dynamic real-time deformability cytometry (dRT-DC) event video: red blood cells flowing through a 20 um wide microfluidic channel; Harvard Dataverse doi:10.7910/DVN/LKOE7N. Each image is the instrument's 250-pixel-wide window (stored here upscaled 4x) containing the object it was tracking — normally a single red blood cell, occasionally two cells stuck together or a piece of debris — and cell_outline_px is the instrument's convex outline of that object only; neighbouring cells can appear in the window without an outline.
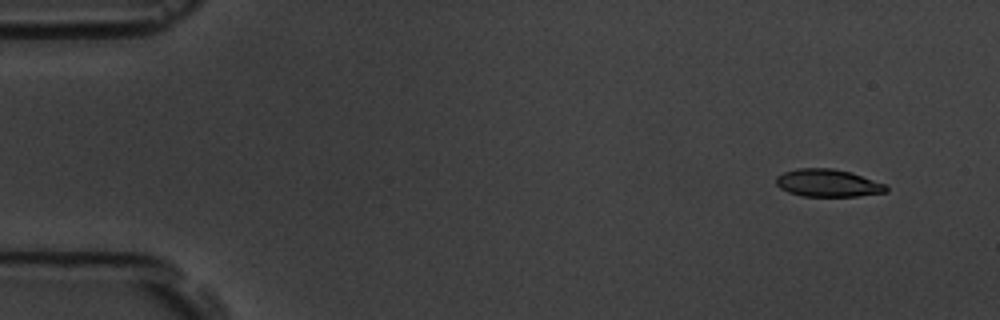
{"species": "common noctule bat (a hibernating species)", "species_latin": "Nyctalus noctula", "temperature_condition": "room temperature", "stored_images_in_passage": 8, "camera_frame_rate_fps": 3000, "um_per_image_px": 0.085, "animal": {"sex": "male", "body_mass_g": 19.5, "forearm_length_mm": 54.6}, "frame": {"image": 1, "passage_image": 2, "time_ms": 1.333, "image_size_px": [1000, 320], "cell_outline_px": [[888, 192], [860, 196], [800, 196], [788, 192], [780, 188], [776, 184], [776, 176], [784, 172], [796, 168], [832, 168], [848, 172], [888, 184]], "centroid_in_image_um": [70.38, 15.56], "position_along_channel_um": 14.6, "area_um2": 17.8}}
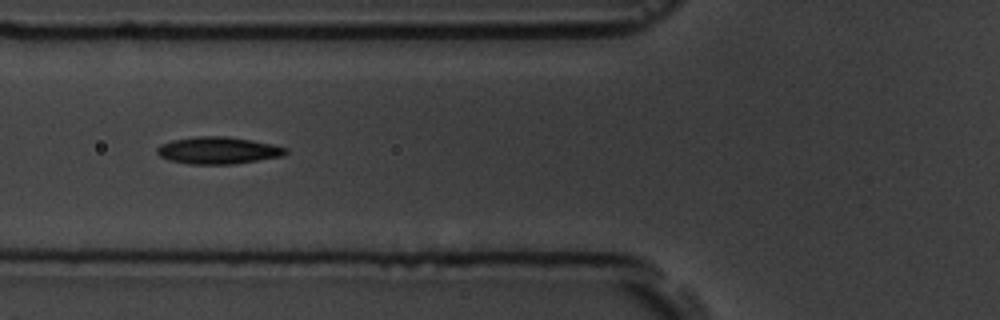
{"frame": {"image": 2, "passage_image": 7, "time_ms": 7.0, "image_size_px": [1000, 320], "cell_outline_px": [[288, 152], [284, 156], [232, 164], [188, 164], [168, 160], [160, 156], [156, 152], [156, 148], [160, 144], [172, 140], [196, 136], [228, 136], [252, 140], [272, 144], [288, 148]], "centroid_in_image_um": [18.53, 12.78], "position_along_channel_um": 107.3, "area_um2": 20.46}}
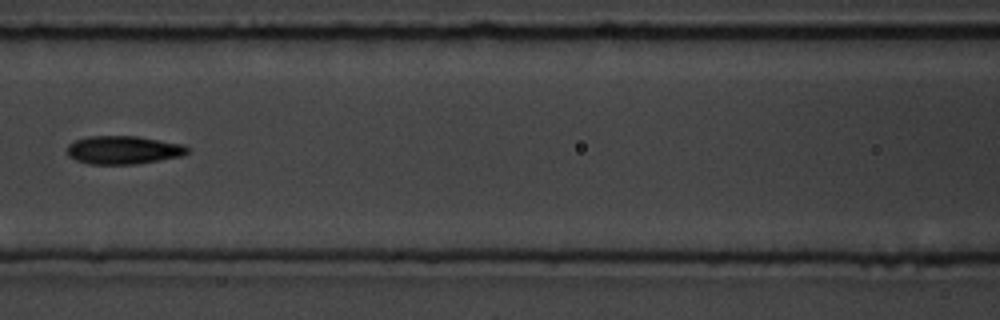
{"frame": {"image": 3, "passage_image": 8, "time_ms": 8.333, "image_size_px": [1000, 320], "cell_outline_px": [[188, 152], [180, 156], [136, 164], [88, 164], [76, 160], [68, 156], [68, 144], [76, 140], [88, 136], [136, 136], [184, 144], [188, 148]], "centroid_in_image_um": [10.46, 12.74], "position_along_channel_um": 156.1, "area_um2": 19.71}}